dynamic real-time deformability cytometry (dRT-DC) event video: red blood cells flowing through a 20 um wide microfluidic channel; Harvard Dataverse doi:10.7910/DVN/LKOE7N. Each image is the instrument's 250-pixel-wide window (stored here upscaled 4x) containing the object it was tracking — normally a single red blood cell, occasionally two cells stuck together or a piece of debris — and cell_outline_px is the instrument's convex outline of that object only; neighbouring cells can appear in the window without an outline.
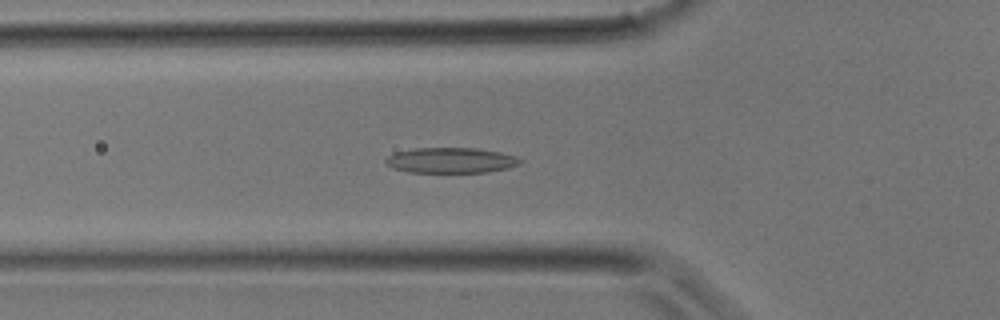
{"species": "common noctule bat (a hibernating species)", "species_latin": "Nyctalus noctula", "temperature_condition": "room temperature", "stored_images_in_passage": 24, "camera_frame_rate_fps": 3000, "um_per_image_px": 0.085, "animal": {"sex": "male", "body_mass_g": 17.9}, "frame": {"image": 1, "passage_image": 2, "time_ms": 0.333, "image_size_px": [1000, 320], "cell_outline_px": [[520, 164], [508, 168], [488, 172], [408, 172], [392, 168], [384, 164], [384, 160], [388, 156], [396, 152], [412, 148], [476, 148], [500, 152], [516, 156], [520, 160]], "centroid_in_image_um": [38.28, 13.63], "position_along_channel_um": 87.5, "area_um2": 20.0}}
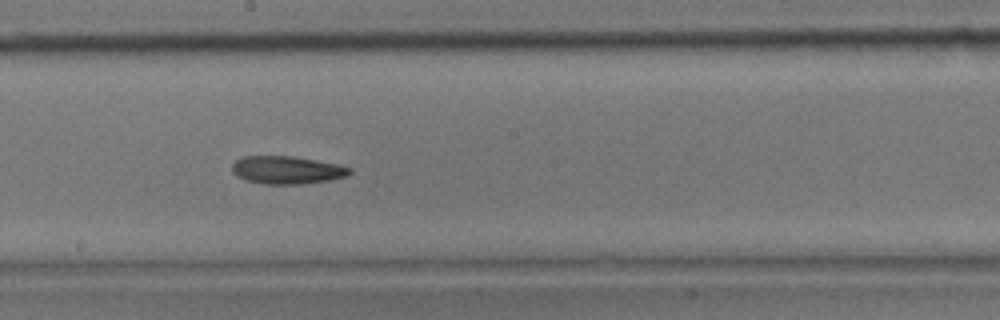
{"frame": {"image": 2, "passage_image": 9, "time_ms": 2.667, "image_size_px": [1000, 320], "cell_outline_px": [[352, 172], [344, 176], [332, 180], [300, 184], [264, 184], [244, 180], [236, 176], [232, 172], [232, 164], [236, 160], [244, 156], [292, 156], [336, 164], [352, 168]], "centroid_in_image_um": [24.35, 14.46], "position_along_channel_um": 223.8, "area_um2": 19.07}}
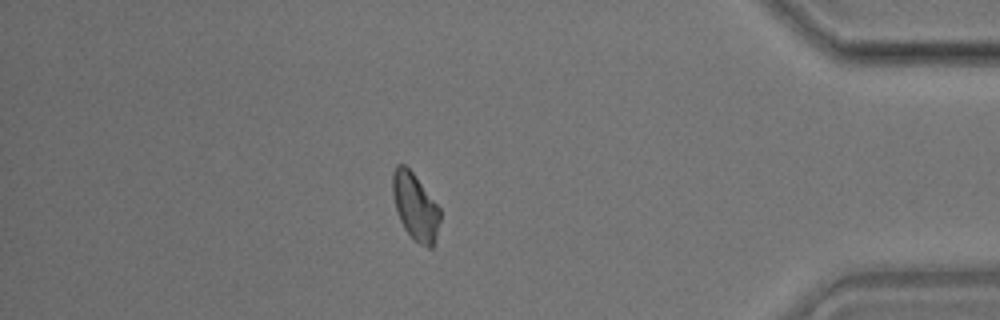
{"frame": {"image": 3, "passage_image": 20, "time_ms": 6.333, "image_size_px": [1000, 320], "cell_outline_px": [[440, 220], [436, 236], [432, 248], [428, 248], [420, 244], [404, 228], [396, 212], [392, 192], [392, 172], [396, 164], [404, 164], [412, 172], [440, 208]], "centroid_in_image_um": [35.27, 17.55], "position_along_channel_um": 399.9, "area_um2": 18.32}}